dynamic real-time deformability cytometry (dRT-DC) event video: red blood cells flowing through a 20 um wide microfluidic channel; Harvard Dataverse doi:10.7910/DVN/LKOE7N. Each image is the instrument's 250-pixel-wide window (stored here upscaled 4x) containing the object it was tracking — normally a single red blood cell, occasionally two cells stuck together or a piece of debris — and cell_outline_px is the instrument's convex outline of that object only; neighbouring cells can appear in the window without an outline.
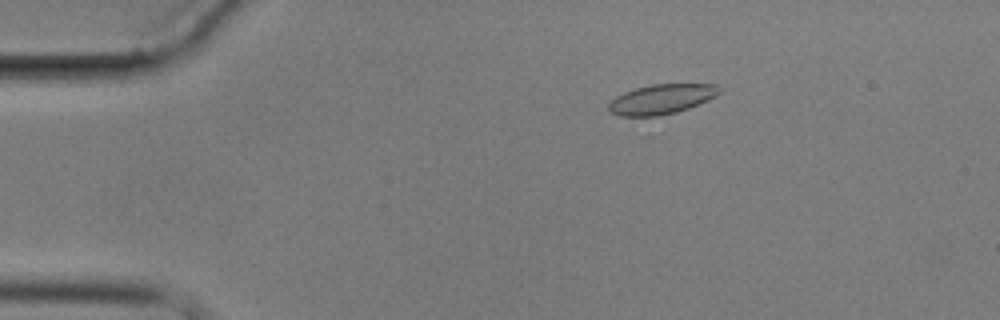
{"species": "common noctule bat (a hibernating species)", "species_latin": "Nyctalus noctula", "temperature_condition": "cold", "stored_images_in_passage": 6, "camera_frame_rate_fps": 3000, "um_per_image_px": 0.085, "animal": {"sex": "male", "body_mass_g": 17.9}, "frame": {"image": 1, "passage_image": 4, "time_ms": 3.333, "image_size_px": [1000, 320], "cell_outline_px": [[720, 92], [716, 96], [708, 100], [688, 108], [676, 112], [660, 116], [620, 116], [612, 112], [608, 108], [608, 104], [616, 96], [624, 92], [636, 88], [652, 84], [716, 84], [720, 88]], "centroid_in_image_um": [56.23, 8.43], "position_along_channel_um": 28.8, "area_um2": 19.13}}